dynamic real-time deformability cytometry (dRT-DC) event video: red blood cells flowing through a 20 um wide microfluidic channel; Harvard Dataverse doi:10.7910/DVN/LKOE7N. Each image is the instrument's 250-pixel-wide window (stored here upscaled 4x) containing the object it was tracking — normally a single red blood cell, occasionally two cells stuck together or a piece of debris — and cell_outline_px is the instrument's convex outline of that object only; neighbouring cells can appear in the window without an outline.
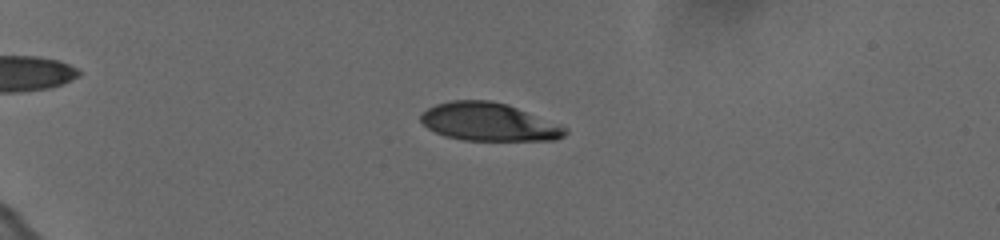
{"species": "human", "species_latin": "Homo sapiens", "temperature_condition": "cold", "stored_images_in_passage": 52, "camera_frame_rate_fps": 3000, "um_per_image_px": 0.085, "donor": {"sex": "female"}, "frame": {"image": 1, "passage_image": 10, "time_ms": 3.0, "image_size_px": [1000, 240], "cell_outline_px": [[568, 132], [564, 136], [556, 140], [464, 140], [444, 136], [428, 128], [420, 120], [420, 116], [428, 108], [436, 104], [452, 100], [488, 100], [508, 104], [568, 128]], "centroid_in_image_um": [41.55, 10.37], "position_along_channel_um": 43.4, "area_um2": 31.85}}
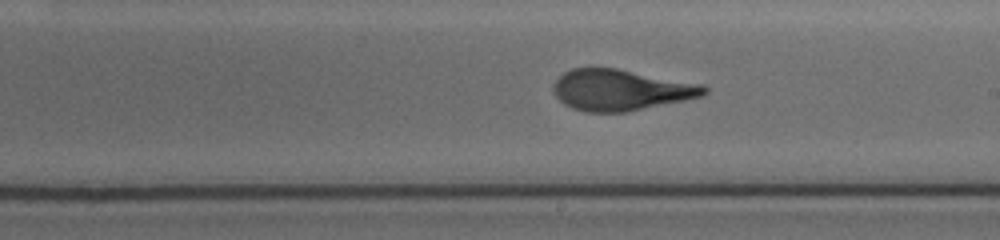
{"frame": {"image": 2, "passage_image": 31, "time_ms": 10.0, "image_size_px": [1000, 240], "cell_outline_px": [[708, 92], [700, 96], [684, 100], [628, 112], [584, 112], [572, 108], [564, 104], [556, 96], [552, 88], [556, 80], [564, 72], [572, 68], [616, 68], [704, 84], [708, 88]], "centroid_in_image_um": [52.77, 7.65], "position_along_channel_um": 236.2, "area_um2": 36.07}}
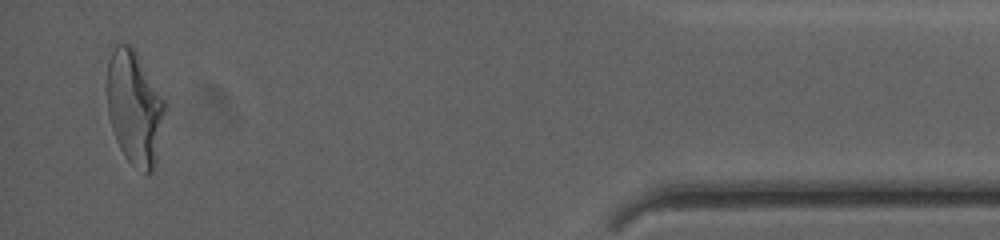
{"frame": {"image": 3, "passage_image": 51, "time_ms": 16.667, "image_size_px": [1000, 240], "cell_outline_px": [[164, 112], [156, 164], [152, 172], [148, 176], [144, 176], [124, 156], [116, 140], [108, 116], [108, 60], [116, 44], [132, 44], [164, 100]], "centroid_in_image_um": [11.43, 9.21], "position_along_channel_um": 423.8, "area_um2": 38.15}, "authors_computed_cell_mechanics": {"area_um2": 35.6915, "velocity_mm_per_s": 3.6282, "shape_relaxation_time_tau1_ms": 4.4958, "shape_relaxation_time_tau2_ms": 0.7602, "deformation_change_tau1": 0.1788, "deformation_change_tau2": 0.0822}}